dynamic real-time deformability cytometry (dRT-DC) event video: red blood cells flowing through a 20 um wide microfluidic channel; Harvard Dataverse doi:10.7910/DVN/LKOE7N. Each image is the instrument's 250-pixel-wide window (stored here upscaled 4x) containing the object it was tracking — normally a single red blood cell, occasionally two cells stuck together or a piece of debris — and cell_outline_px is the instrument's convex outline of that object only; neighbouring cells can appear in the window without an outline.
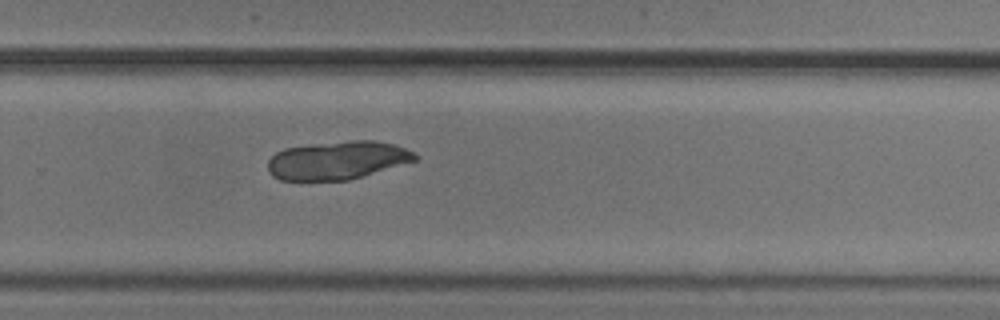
{"species": "common noctule bat (a hibernating species)", "species_latin": "Nyctalus noctula", "temperature_condition": "cold", "stored_images_in_passage": 53, "camera_frame_rate_fps": 3000, "um_per_image_px": 0.085, "animal": {"sex": "male", "body_mass_g": 20.5, "forearm_length_mm": 52.5}, "frame": {"image": 1, "passage_image": 35, "time_ms": 11.333, "image_size_px": [1000, 320], "cell_outline_px": [[420, 156], [416, 160], [348, 180], [280, 180], [272, 176], [268, 172], [268, 160], [276, 152], [284, 148], [312, 144], [352, 140], [376, 140], [392, 144], [404, 148]], "centroid_in_image_um": [28.64, 13.62], "position_along_channel_um": 301.2, "area_um2": 32.66}}